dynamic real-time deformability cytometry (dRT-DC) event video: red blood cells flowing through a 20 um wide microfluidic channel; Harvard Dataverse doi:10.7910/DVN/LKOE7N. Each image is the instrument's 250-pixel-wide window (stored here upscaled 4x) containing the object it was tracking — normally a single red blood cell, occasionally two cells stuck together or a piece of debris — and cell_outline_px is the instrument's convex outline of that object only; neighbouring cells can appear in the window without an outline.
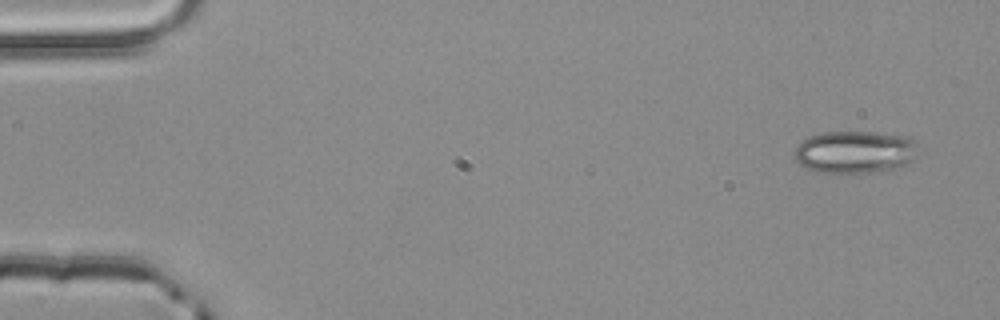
{"species": "common noctule bat (a hibernating species)", "species_latin": "Nyctalus noctula", "temperature_condition": "room temperature", "stored_images_in_passage": 3, "camera_frame_rate_fps": 3000, "um_per_image_px": 0.085, "animal": {"sex": "male", "body_mass_g": 20.4}, "frame": {"image": 1, "passage_image": 1, "time_ms": 0.0, "image_size_px": [1000, 320], "cell_outline_px": [[920, 156], [904, 164], [892, 168], [876, 172], [816, 172], [804, 168], [792, 156], [800, 140], [808, 136], [824, 132], [872, 132], [908, 136], [916, 144]], "centroid_in_image_um": [72.64, 12.91], "position_along_channel_um": 12.4, "area_um2": 30.81}}